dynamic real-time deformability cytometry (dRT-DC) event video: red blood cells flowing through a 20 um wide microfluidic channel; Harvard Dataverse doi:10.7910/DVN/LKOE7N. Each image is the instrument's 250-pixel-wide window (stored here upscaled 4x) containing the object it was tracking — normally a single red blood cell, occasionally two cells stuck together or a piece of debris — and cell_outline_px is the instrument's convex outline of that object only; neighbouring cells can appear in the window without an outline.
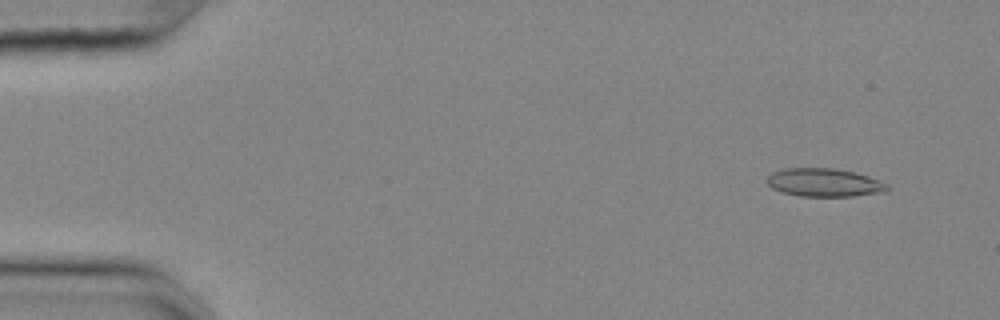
{"species": "common noctule bat (a hibernating species)", "species_latin": "Nyctalus noctula", "temperature_condition": "cold", "stored_images_in_passage": 56, "camera_frame_rate_fps": 3000, "um_per_image_px": 0.085, "animal": {"sex": "female", "body_mass_g": 25.1}, "frame": {"image": 1, "passage_image": 5, "time_ms": 1.333, "image_size_px": [1000, 320], "cell_outline_px": [[892, 188], [888, 192], [852, 196], [800, 196], [780, 192], [772, 188], [768, 184], [768, 176], [772, 172], [784, 168], [836, 168], [856, 172], [880, 180], [888, 184]], "centroid_in_image_um": [70.12, 15.52], "position_along_channel_um": 14.9, "area_um2": 20.11}}
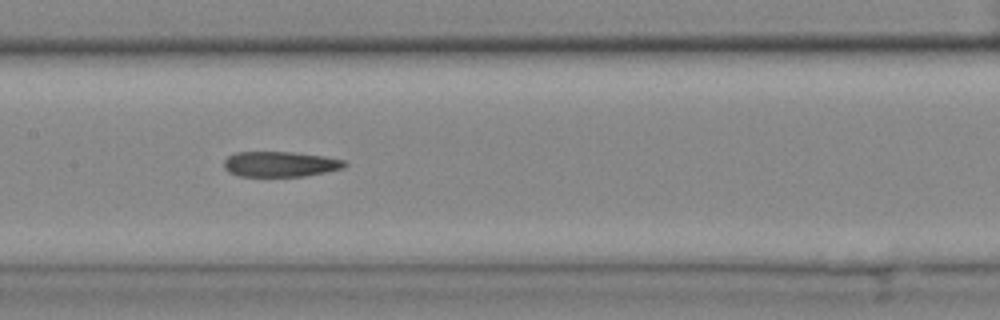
{"frame": {"image": 2, "passage_image": 28, "time_ms": 9.0, "image_size_px": [1000, 320], "cell_outline_px": [[348, 164], [344, 168], [304, 176], [236, 176], [228, 172], [224, 168], [224, 160], [228, 156], [236, 152], [292, 152], [324, 156], [344, 160]], "centroid_in_image_um": [23.8, 13.95], "position_along_channel_um": 183.6, "area_um2": 17.86}}
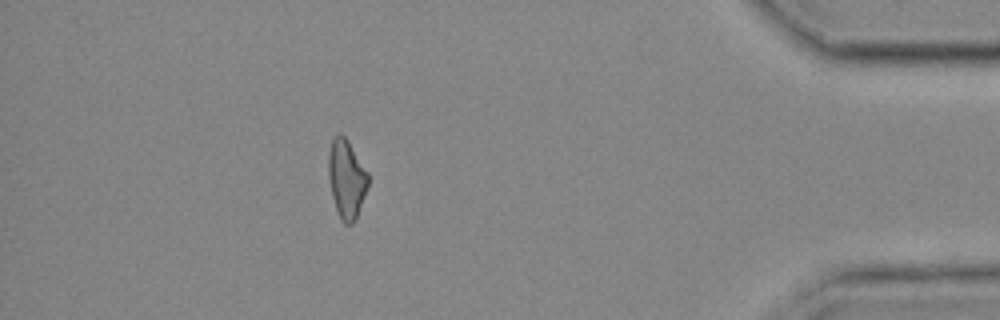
{"frame": {"image": 3, "passage_image": 50, "time_ms": 16.333, "image_size_px": [1000, 320], "cell_outline_px": [[368, 184], [356, 216], [352, 224], [344, 224], [340, 220], [332, 196], [328, 176], [328, 152], [332, 136], [340, 132], [348, 140], [368, 172]], "centroid_in_image_um": [29.42, 15.14], "position_along_channel_um": 405.8, "area_um2": 18.15}}